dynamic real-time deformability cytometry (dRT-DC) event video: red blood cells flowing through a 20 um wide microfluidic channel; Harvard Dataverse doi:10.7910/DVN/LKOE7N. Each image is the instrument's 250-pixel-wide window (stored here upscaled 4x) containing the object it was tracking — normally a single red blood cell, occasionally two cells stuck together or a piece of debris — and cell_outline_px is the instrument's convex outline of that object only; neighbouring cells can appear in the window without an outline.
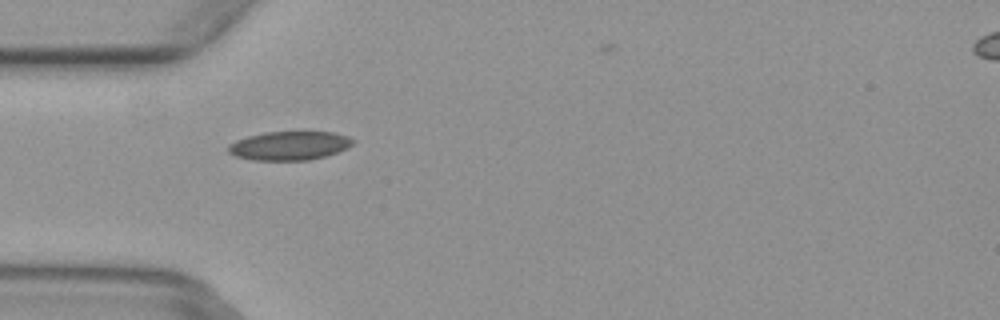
{"species": "common noctule bat (a hibernating species)", "species_latin": "Nyctalus noctula", "temperature_condition": "warm", "stored_images_in_passage": 2, "camera_frame_rate_fps": 3000, "um_per_image_px": 0.085, "animal": {"sex": "female", "body_mass_g": 29.2, "forearm_length_mm": 56.3}, "frame": {"image": 1, "passage_image": 2, "time_ms": 0.333, "image_size_px": [1000, 320], "cell_outline_px": [[356, 140], [352, 144], [336, 152], [324, 156], [308, 160], [252, 160], [236, 156], [228, 152], [228, 144], [236, 140], [248, 136], [264, 132], [304, 128], [332, 132], [348, 136]], "centroid_in_image_um": [24.61, 12.32], "position_along_channel_um": 60.4, "area_um2": 21.73}}